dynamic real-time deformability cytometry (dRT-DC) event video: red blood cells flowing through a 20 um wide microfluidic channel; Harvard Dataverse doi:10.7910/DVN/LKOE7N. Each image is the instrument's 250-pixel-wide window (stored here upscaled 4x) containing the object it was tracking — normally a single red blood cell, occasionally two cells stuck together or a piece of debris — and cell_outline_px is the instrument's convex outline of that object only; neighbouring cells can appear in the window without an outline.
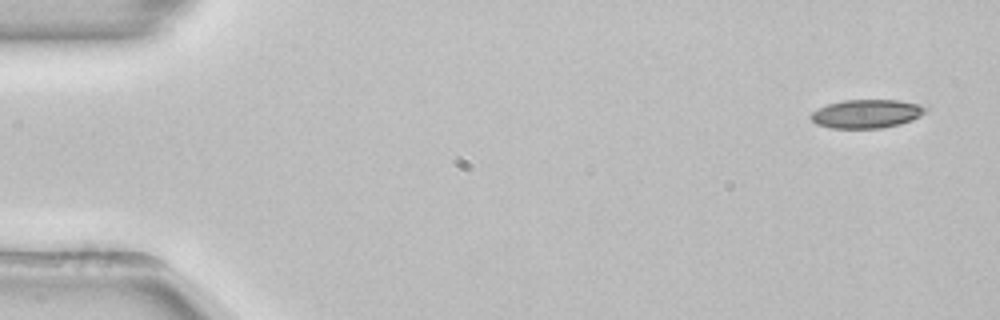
{"species": "common noctule bat (a hibernating species)", "species_latin": "Nyctalus noctula", "temperature_condition": "room temperature", "stored_images_in_passage": 51, "camera_frame_rate_fps": 3000, "um_per_image_px": 0.085, "animal": {"sex": "female", "body_mass_g": 22.7, "forearm_length_mm": 54.2}, "frame": {"image": 1, "passage_image": 1, "time_ms": 0.0, "image_size_px": [1000, 320], "cell_outline_px": [[932, 108], [920, 116], [912, 120], [900, 124], [880, 128], [832, 128], [816, 124], [808, 116], [812, 112], [828, 104], [844, 100], [900, 100], [920, 104]], "centroid_in_image_um": [73.71, 9.66], "position_along_channel_um": 11.3, "area_um2": 19.25}}
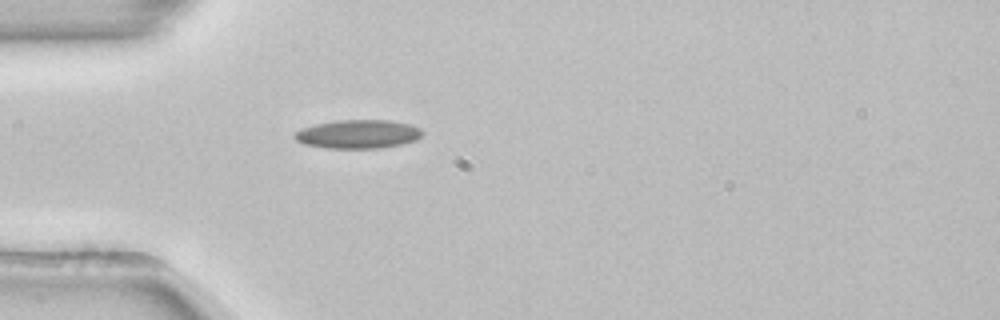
{"frame": {"image": 2, "passage_image": 14, "time_ms": 4.333, "image_size_px": [1000, 320], "cell_outline_px": [[424, 132], [416, 140], [400, 144], [380, 148], [324, 148], [304, 144], [296, 140], [292, 136], [296, 132], [304, 128], [316, 124], [336, 120], [388, 120], [412, 124], [420, 128]], "centroid_in_image_um": [30.45, 11.4], "position_along_channel_um": 54.6, "area_um2": 21.33}}
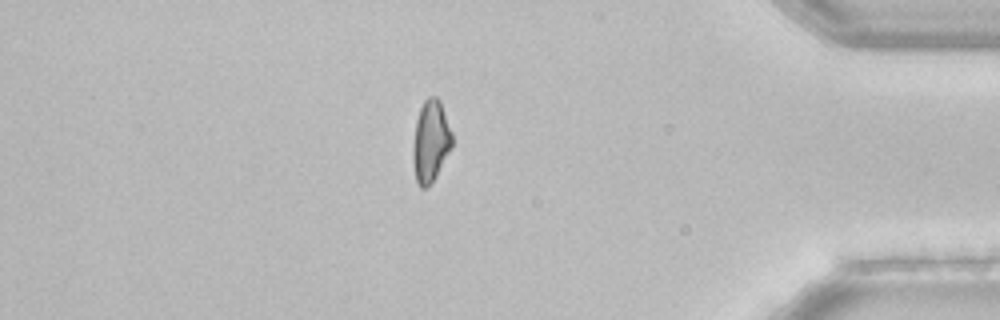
{"frame": {"image": 3, "passage_image": 44, "time_ms": 14.333, "image_size_px": [1000, 320], "cell_outline_px": [[452, 148], [436, 176], [428, 188], [420, 188], [416, 180], [412, 160], [412, 148], [416, 120], [420, 108], [424, 100], [428, 96], [436, 96], [440, 100], [452, 132]], "centroid_in_image_um": [36.6, 12.01], "position_along_channel_um": 398.6, "area_um2": 18.9}}